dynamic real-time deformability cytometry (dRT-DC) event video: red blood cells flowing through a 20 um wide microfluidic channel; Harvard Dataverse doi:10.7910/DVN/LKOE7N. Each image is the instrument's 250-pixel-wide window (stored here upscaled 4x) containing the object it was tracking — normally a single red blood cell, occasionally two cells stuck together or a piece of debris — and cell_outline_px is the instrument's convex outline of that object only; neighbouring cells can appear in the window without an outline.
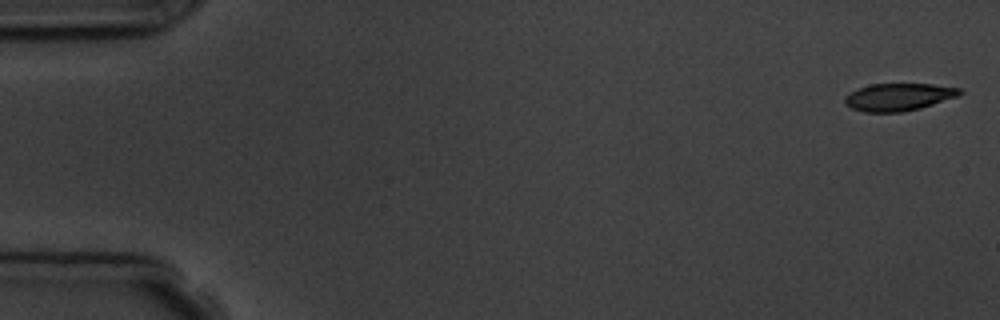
{"species": "common noctule bat (a hibernating species)", "species_latin": "Nyctalus noctula", "temperature_condition": "room temperature", "stored_images_in_passage": 6, "segment_of_instrument_passage": [1, 2], "camera_frame_rate_fps": 3000, "um_per_image_px": 0.085, "animal": {"sex": "male", "body_mass_g": 19.5, "forearm_length_mm": 54.6}, "frame": {"image": 1, "passage_image": 1, "time_ms": 0.0, "image_size_px": [1000, 320], "cell_outline_px": [[964, 92], [956, 96], [920, 108], [904, 112], [864, 112], [852, 108], [844, 104], [844, 96], [860, 88], [872, 84], [932, 84], [960, 88]], "centroid_in_image_um": [76.36, 8.25], "position_along_channel_um": 8.6, "area_um2": 18.21}}
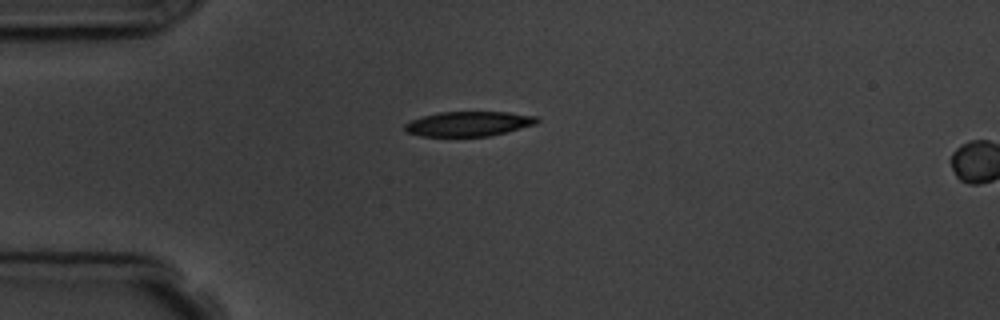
{"frame": {"image": 2, "passage_image": 5, "time_ms": 4.333, "image_size_px": [1000, 320], "cell_outline_px": [[540, 120], [536, 124], [508, 132], [488, 136], [420, 136], [408, 132], [404, 128], [404, 124], [412, 120], [424, 116], [440, 112], [508, 112], [536, 116]], "centroid_in_image_um": [39.87, 10.52], "position_along_channel_um": 45.1, "area_um2": 19.02}}